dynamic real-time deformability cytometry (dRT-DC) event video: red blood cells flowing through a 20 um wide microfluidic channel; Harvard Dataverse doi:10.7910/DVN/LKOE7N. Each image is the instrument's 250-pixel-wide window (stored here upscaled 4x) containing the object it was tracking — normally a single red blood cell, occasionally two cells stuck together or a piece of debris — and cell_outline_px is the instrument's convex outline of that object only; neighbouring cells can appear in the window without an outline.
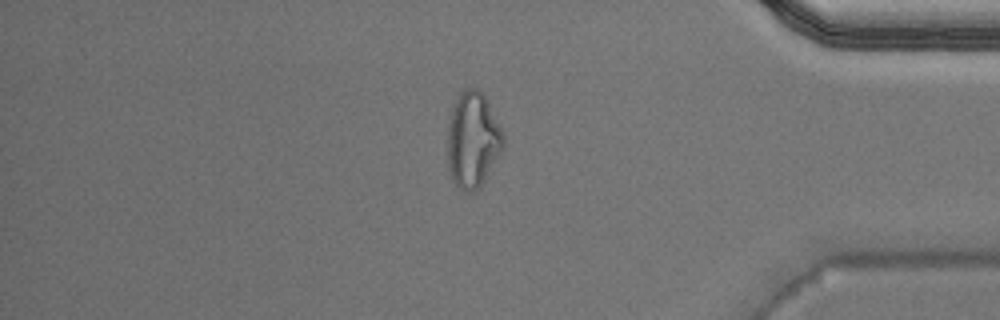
{"species": "Egyptian fruit bat (a non-hibernating species)", "species_latin": "Rousettus aegyptiacus", "temperature_condition": "warm", "stored_images_in_passage": 50, "camera_frame_rate_fps": 3000, "um_per_image_px": 0.085, "animal": {"sex": "male"}, "frame": {"image": 1, "passage_image": 43, "time_ms": 14.0, "image_size_px": [1000, 320], "cell_outline_px": [[504, 148], [480, 184], [472, 192], [464, 192], [452, 180], [448, 168], [448, 128], [452, 108], [460, 92], [464, 88], [476, 88], [484, 92], [504, 132]], "centroid_in_image_um": [40.2, 11.83], "position_along_channel_um": 395.0, "area_um2": 31.1}}